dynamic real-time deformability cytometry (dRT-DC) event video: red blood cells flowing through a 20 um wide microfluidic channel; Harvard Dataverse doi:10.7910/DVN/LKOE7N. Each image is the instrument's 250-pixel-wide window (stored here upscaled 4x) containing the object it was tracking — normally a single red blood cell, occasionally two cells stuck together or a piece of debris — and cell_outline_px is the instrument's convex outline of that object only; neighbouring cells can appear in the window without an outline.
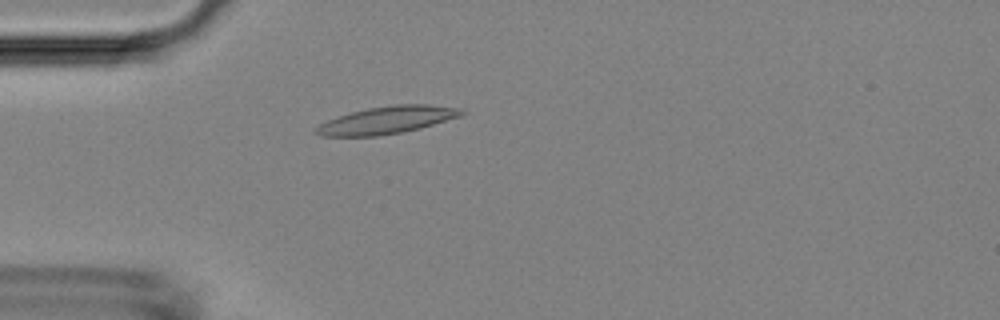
{"species": "Egyptian fruit bat (a non-hibernating species)", "species_latin": "Rousettus aegyptiacus", "temperature_condition": "room temperature", "stored_images_in_passage": 38, "camera_frame_rate_fps": 3000, "um_per_image_px": 0.085, "animal": {"sex": "female"}, "frame": {"image": 1, "passage_image": 6, "time_ms": 1.667, "image_size_px": [1000, 320], "cell_outline_px": [[468, 112], [460, 116], [420, 128], [380, 136], [320, 136], [312, 132], [312, 128], [328, 120], [352, 112], [368, 108], [392, 104], [428, 104], [460, 108]], "centroid_in_image_um": [32.87, 10.2], "position_along_channel_um": 52.1, "area_um2": 23.24}}
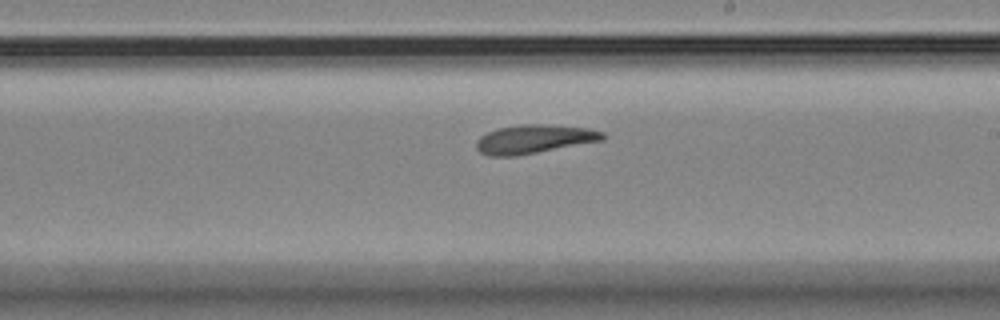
{"frame": {"image": 2, "passage_image": 22, "time_ms": 7.0, "image_size_px": [1000, 320], "cell_outline_px": [[608, 136], [604, 140], [516, 156], [488, 156], [480, 152], [476, 148], [476, 140], [480, 136], [488, 132], [500, 128], [520, 124], [544, 124], [588, 128], [604, 132]], "centroid_in_image_um": [45.42, 11.82], "position_along_channel_um": 243.6, "area_um2": 21.21}}
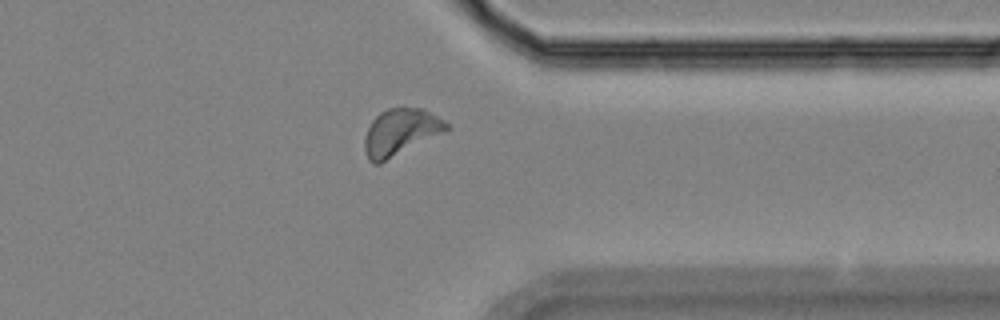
{"frame": {"image": 3, "passage_image": 33, "time_ms": 10.667, "image_size_px": [1000, 320], "cell_outline_px": [[452, 128], [380, 164], [372, 164], [368, 160], [364, 152], [364, 136], [372, 120], [380, 112], [388, 108], [400, 104], [424, 108], [444, 120]], "centroid_in_image_um": [34.03, 11.19], "position_along_channel_um": 377.4, "area_um2": 22.95}, "authors_computed_cell_mechanics": {"area_um2": 21.2415, "velocity_mm_per_s": 3.7595, "shape_relaxation_time_tau1_ms": 3.7567, "shape_relaxation_time_tau2_ms": 8.4224, "deformation_change_tau1": 0.1061, "deformation_change_tau2": 0.185}}